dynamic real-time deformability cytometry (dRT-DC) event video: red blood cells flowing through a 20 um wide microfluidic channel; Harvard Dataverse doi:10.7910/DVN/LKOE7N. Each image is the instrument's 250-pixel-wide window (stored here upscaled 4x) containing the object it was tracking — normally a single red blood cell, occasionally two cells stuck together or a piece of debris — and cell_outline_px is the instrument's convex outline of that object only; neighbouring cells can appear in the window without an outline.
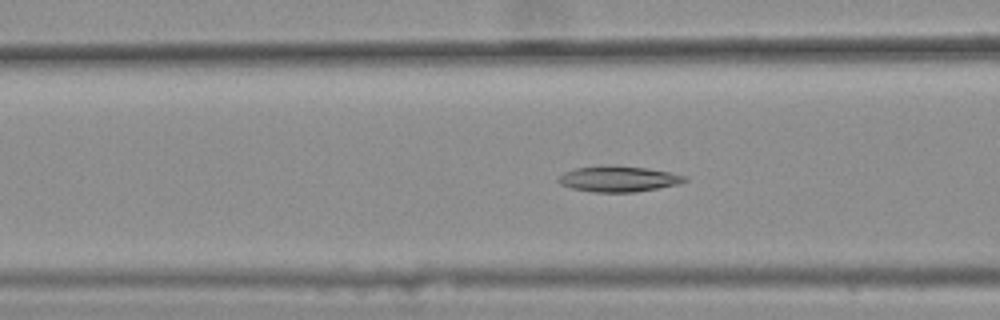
{"species": "common noctule bat (a hibernating species)", "species_latin": "Nyctalus noctula", "temperature_condition": "warm", "stored_images_in_passage": 44, "camera_frame_rate_fps": 3000, "um_per_image_px": 0.085, "animal": {"sex": "female", "body_mass_g": 25.1}, "frame": {"image": 1, "passage_image": 18, "time_ms": 5.667, "image_size_px": [1000, 320], "cell_outline_px": [[688, 180], [680, 184], [632, 192], [592, 192], [572, 188], [560, 184], [556, 180], [564, 172], [576, 168], [648, 168], [688, 176]], "centroid_in_image_um": [52.6, 15.25], "position_along_channel_um": 114.0, "area_um2": 18.03}}
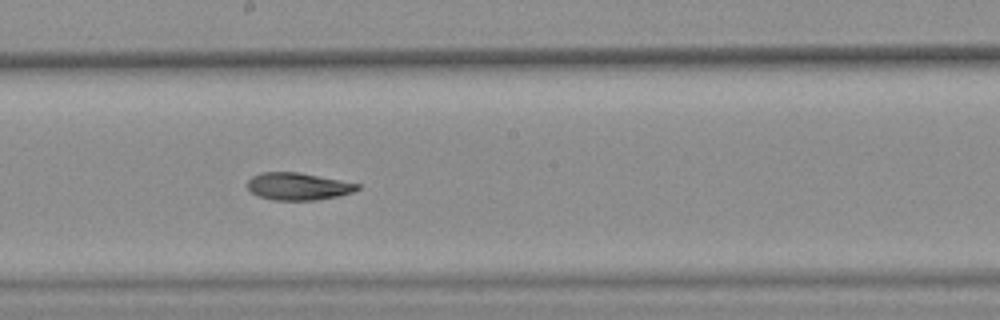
{"frame": {"image": 2, "passage_image": 27, "time_ms": 8.667, "image_size_px": [1000, 320], "cell_outline_px": [[360, 188], [352, 192], [336, 196], [316, 200], [272, 200], [260, 196], [252, 192], [248, 188], [248, 180], [252, 176], [260, 172], [300, 172], [360, 184]], "centroid_in_image_um": [25.33, 15.83], "position_along_channel_um": 222.9, "area_um2": 17.4}}
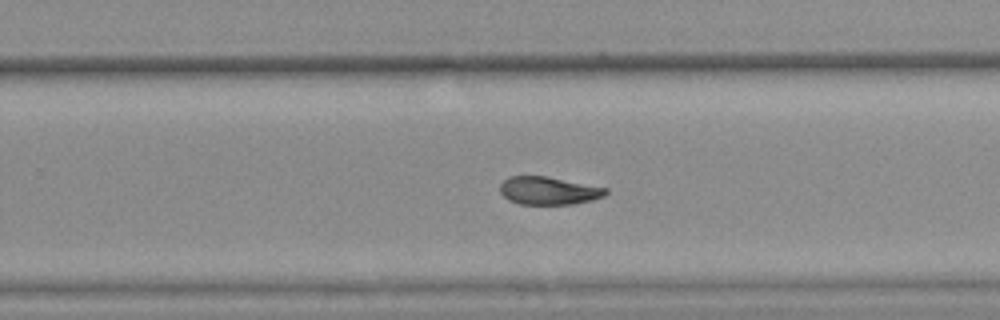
{"frame": {"image": 3, "passage_image": 32, "time_ms": 10.333, "image_size_px": [1000, 320], "cell_outline_px": [[608, 192], [604, 196], [592, 200], [572, 204], [520, 204], [508, 200], [500, 192], [500, 184], [508, 176], [548, 176], [608, 188]], "centroid_in_image_um": [46.63, 16.2], "position_along_channel_um": 283.2, "area_um2": 17.28}, "authors_computed_cell_mechanics": {"area_um2": 18.4382, "velocity_mm_per_s": 3.6329, "shape_relaxation_time_tau1_ms": 9.4903, "shape_relaxation_time_tau2_ms": 4.6086, "deformation_change_tau1": 0.2115, "deformation_change_tau2": 0.0999}}